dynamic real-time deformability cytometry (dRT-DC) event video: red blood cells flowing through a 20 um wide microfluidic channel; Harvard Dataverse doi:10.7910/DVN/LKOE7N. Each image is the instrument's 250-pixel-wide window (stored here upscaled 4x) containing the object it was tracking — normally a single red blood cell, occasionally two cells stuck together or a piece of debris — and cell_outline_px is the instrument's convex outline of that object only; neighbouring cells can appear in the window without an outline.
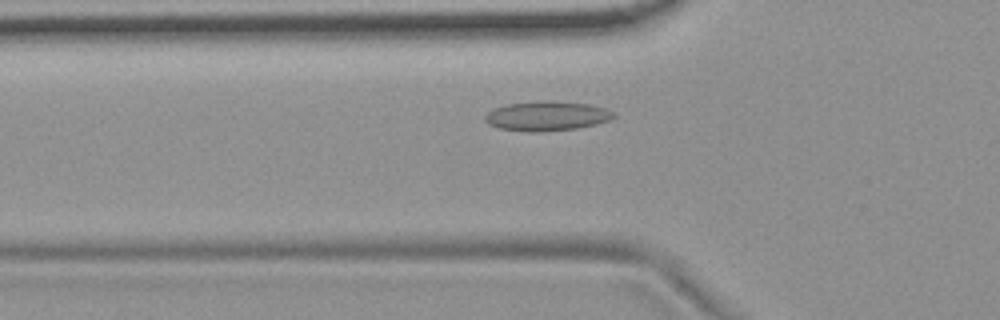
{"species": "common noctule bat (a hibernating species)", "species_latin": "Nyctalus noctula", "temperature_condition": "room temperature", "stored_images_in_passage": 49, "camera_frame_rate_fps": 3000, "um_per_image_px": 0.085, "animal": {"sex": "female", "body_mass_g": 19.9}, "frame": {"image": 1, "passage_image": 12, "time_ms": 3.667, "image_size_px": [1000, 320], "cell_outline_px": [[616, 116], [612, 120], [580, 128], [544, 132], [528, 132], [500, 128], [488, 124], [484, 120], [484, 116], [492, 108], [508, 104], [544, 100], [552, 100], [588, 104], [608, 108], [616, 112]], "centroid_in_image_um": [46.53, 9.86], "position_along_channel_um": 79.3, "area_um2": 22.66}}
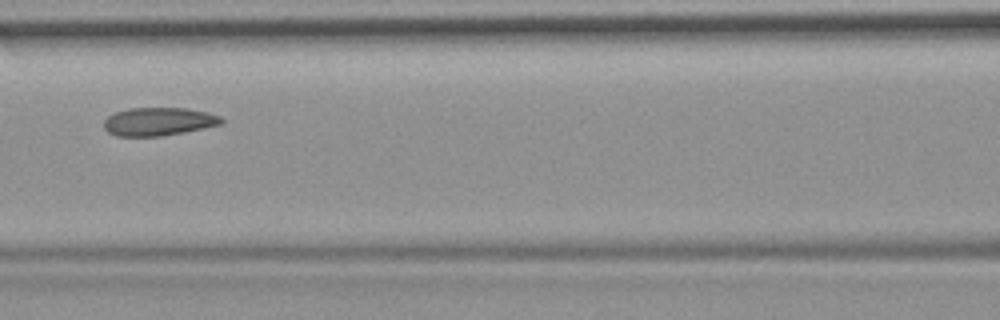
{"frame": {"image": 2, "passage_image": 18, "time_ms": 5.667, "image_size_px": [1000, 320], "cell_outline_px": [[224, 124], [184, 132], [160, 136], [116, 136], [108, 132], [104, 128], [104, 120], [108, 116], [116, 112], [128, 108], [188, 108], [208, 112], [220, 116], [224, 120]], "centroid_in_image_um": [13.5, 10.33], "position_along_channel_um": 153.1, "area_um2": 19.42}}
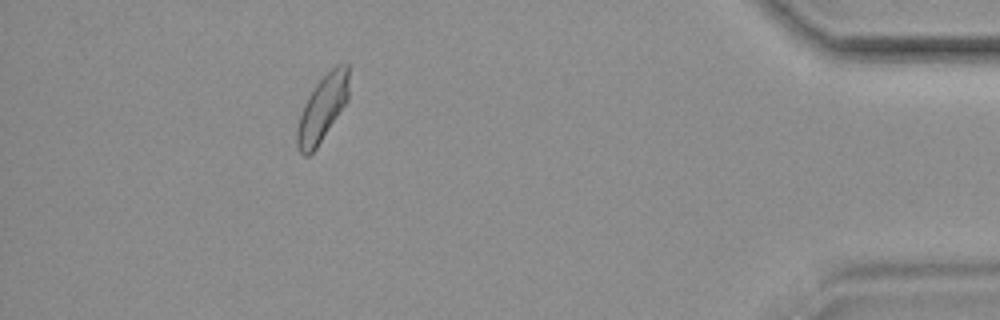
{"frame": {"image": 3, "passage_image": 43, "time_ms": 14.0, "image_size_px": [1000, 320], "cell_outline_px": [[348, 100], [316, 148], [308, 156], [304, 156], [300, 152], [296, 144], [296, 132], [300, 116], [304, 104], [308, 96], [316, 84], [336, 64], [348, 64]], "centroid_in_image_um": [27.39, 9.22], "position_along_channel_um": 407.8, "area_um2": 19.59}, "authors_computed_cell_mechanics": {"area_um2": 19.652, "velocity_mm_per_s": 3.6712, "shape_relaxation_time_tau1_ms": 10.7355, "shape_relaxation_time_tau2_ms": 1.5252, "deformation_change_tau1": 0.1305, "deformation_change_tau2": 0.0748}}